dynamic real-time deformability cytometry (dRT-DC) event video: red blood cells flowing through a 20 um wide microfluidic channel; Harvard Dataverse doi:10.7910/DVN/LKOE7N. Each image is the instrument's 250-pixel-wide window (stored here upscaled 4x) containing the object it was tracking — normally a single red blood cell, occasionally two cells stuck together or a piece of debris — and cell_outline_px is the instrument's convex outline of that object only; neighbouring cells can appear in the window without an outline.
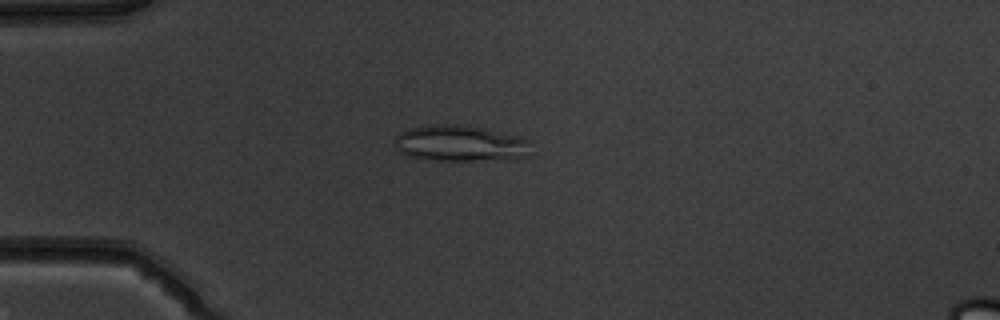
{"species": "common noctule bat (a hibernating species)", "species_latin": "Nyctalus noctula", "temperature_condition": "warm", "stored_images_in_passage": 23, "camera_frame_rate_fps": 3000, "um_per_image_px": 0.085, "animal": {"sex": "male", "body_mass_g": 19.5, "forearm_length_mm": 54.6}, "frame": {"image": 1, "passage_image": 14, "time_ms": 4.333, "image_size_px": [1000, 320], "cell_outline_px": [[532, 156], [504, 160], [432, 160], [412, 156], [400, 152], [396, 148], [396, 136], [400, 132], [412, 128], [432, 124], [456, 124], [484, 128], [532, 140]], "centroid_in_image_um": [39.23, 12.2], "position_along_channel_um": 45.8, "area_um2": 28.9}}
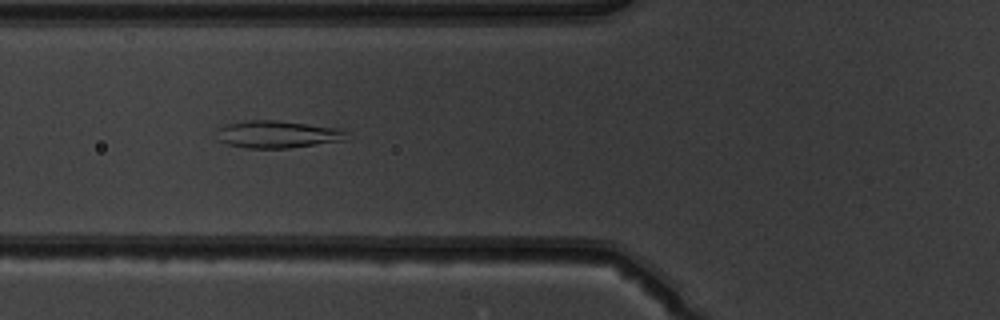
{"frame": {"image": 2, "passage_image": 20, "time_ms": 6.333, "image_size_px": [1000, 320], "cell_outline_px": [[348, 132], [344, 140], [288, 148], [248, 148], [228, 144], [216, 140], [216, 128], [224, 124], [244, 120], [276, 120], [340, 128]], "centroid_in_image_um": [23.5, 11.4], "position_along_channel_um": 102.3, "area_um2": 20.87}}